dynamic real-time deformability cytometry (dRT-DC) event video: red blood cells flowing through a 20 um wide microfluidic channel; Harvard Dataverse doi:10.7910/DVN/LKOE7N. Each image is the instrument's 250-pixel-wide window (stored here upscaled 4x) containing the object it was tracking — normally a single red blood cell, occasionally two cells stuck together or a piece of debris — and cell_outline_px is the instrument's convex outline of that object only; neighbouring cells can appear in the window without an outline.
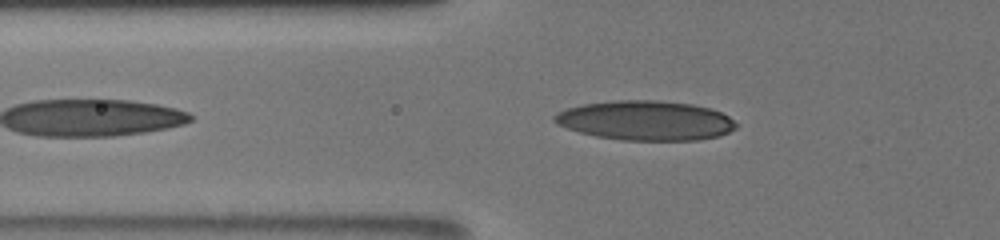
{"species": "human", "species_latin": "Homo sapiens", "temperature_condition": "room temperature", "stored_images_in_passage": 33, "camera_frame_rate_fps": 3000, "um_per_image_px": 0.085, "donor": {"sex": "male"}, "frame": {"image": 1, "passage_image": 2, "time_ms": 0.333, "image_size_px": [1000, 240], "cell_outline_px": [[740, 124], [736, 128], [728, 132], [716, 136], [700, 140], [620, 140], [596, 136], [580, 132], [556, 124], [552, 120], [552, 116], [568, 108], [584, 104], [616, 100], [656, 100], [692, 104], [712, 108], [728, 116]], "centroid_in_image_um": [54.9, 10.24], "position_along_channel_um": 70.9, "area_um2": 41.91}}
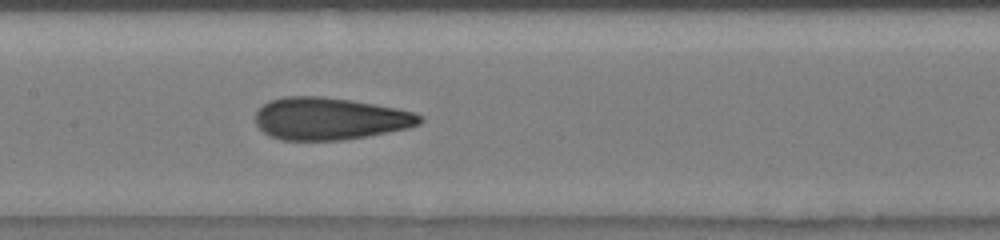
{"frame": {"image": 2, "passage_image": 9, "time_ms": 2.667, "image_size_px": [1000, 240], "cell_outline_px": [[424, 120], [420, 124], [408, 128], [368, 136], [340, 140], [280, 140], [268, 136], [256, 124], [256, 112], [264, 104], [272, 100], [284, 96], [320, 96], [348, 100], [396, 108], [412, 112], [424, 116]], "centroid_in_image_um": [28.03, 10.1], "position_along_channel_um": 179.4, "area_um2": 40.34}}
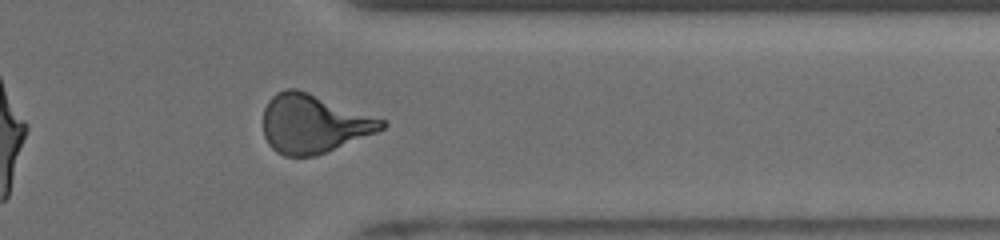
{"frame": {"image": 3, "passage_image": 25, "time_ms": 8.0, "image_size_px": [1000, 240], "cell_outline_px": [[388, 124], [384, 128], [376, 132], [316, 156], [284, 156], [276, 152], [268, 144], [264, 136], [264, 108], [268, 100], [276, 92], [284, 88], [296, 88], [308, 92], [384, 120]], "centroid_in_image_um": [26.61, 10.51], "position_along_channel_um": 384.8, "area_um2": 40.23}, "authors_computed_cell_mechanics": {"area_um2": 39.7664, "velocity_mm_per_s": 3.871, "shape_relaxation_time_tau1_ms": 5.5126, "shape_relaxation_time_tau2_ms": 0.932, "deformation_change_tau1": 0.1958, "deformation_change_tau2": 0.083}}